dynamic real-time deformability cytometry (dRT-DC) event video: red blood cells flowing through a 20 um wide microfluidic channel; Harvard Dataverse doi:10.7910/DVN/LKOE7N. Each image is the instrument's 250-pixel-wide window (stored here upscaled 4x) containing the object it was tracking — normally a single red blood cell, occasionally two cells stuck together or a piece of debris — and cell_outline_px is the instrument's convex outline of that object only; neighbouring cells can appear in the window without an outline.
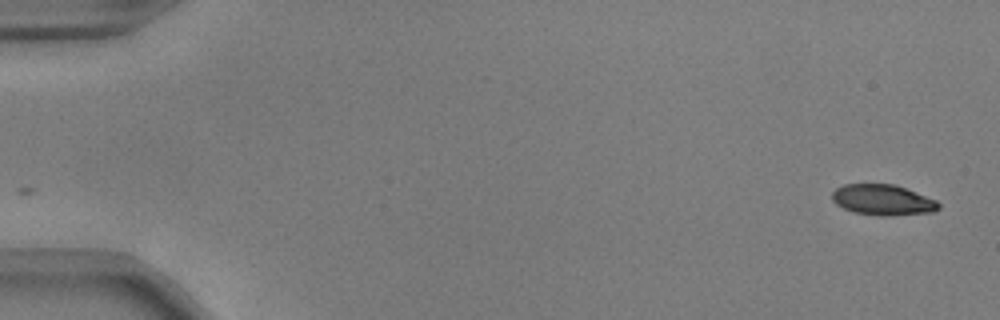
{"species": "common noctule bat (a hibernating species)", "species_latin": "Nyctalus noctula", "temperature_condition": "warm", "stored_images_in_passage": 14, "camera_frame_rate_fps": 3000, "um_per_image_px": 0.085, "animal": {"sex": "male", "body_mass_g": 17.9, "forearm_length_mm": 54.2}, "frame": {"image": 1, "passage_image": 1, "time_ms": 0.0, "image_size_px": [1000, 320], "cell_outline_px": [[940, 208], [932, 212], [892, 216], [880, 216], [852, 212], [836, 204], [832, 200], [832, 192], [836, 188], [844, 184], [896, 184], [936, 200], [940, 204]], "centroid_in_image_um": [75.03, 17.0], "position_along_channel_um": 10.0, "area_um2": 19.19}}